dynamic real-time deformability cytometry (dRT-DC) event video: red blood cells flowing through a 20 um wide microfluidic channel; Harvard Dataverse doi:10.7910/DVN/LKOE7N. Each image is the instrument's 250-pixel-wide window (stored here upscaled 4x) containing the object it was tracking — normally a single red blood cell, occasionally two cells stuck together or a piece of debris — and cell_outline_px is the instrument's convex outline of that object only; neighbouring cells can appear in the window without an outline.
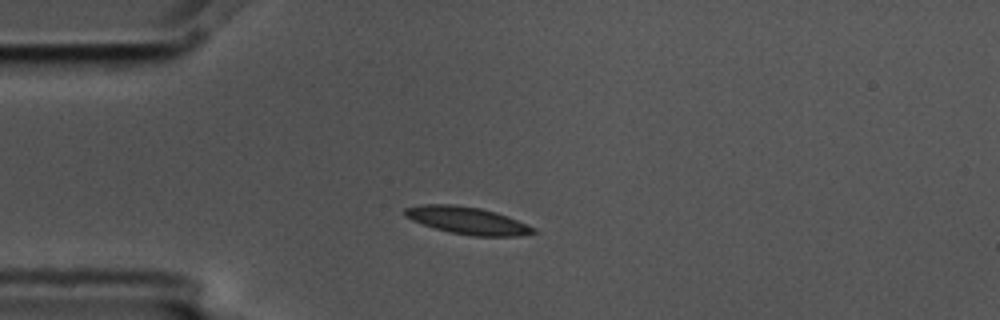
{"species": "common noctule bat (a hibernating species)", "species_latin": "Nyctalus noctula", "temperature_condition": "cold", "stored_images_in_passage": 7, "camera_frame_rate_fps": 3000, "um_per_image_px": 0.085, "animal": {"sex": "male", "body_mass_g": 17.5, "forearm_length_mm": 52.3}, "frame": {"image": 1, "passage_image": 1, "time_ms": 0.0, "image_size_px": [1000, 320], "cell_outline_px": [[536, 232], [520, 236], [472, 236], [448, 232], [412, 220], [404, 216], [404, 208], [420, 204], [452, 204], [480, 208], [496, 212], [508, 216], [536, 228]], "centroid_in_image_um": [39.73, 18.74], "position_along_channel_um": 45.3, "area_um2": 20.46}}
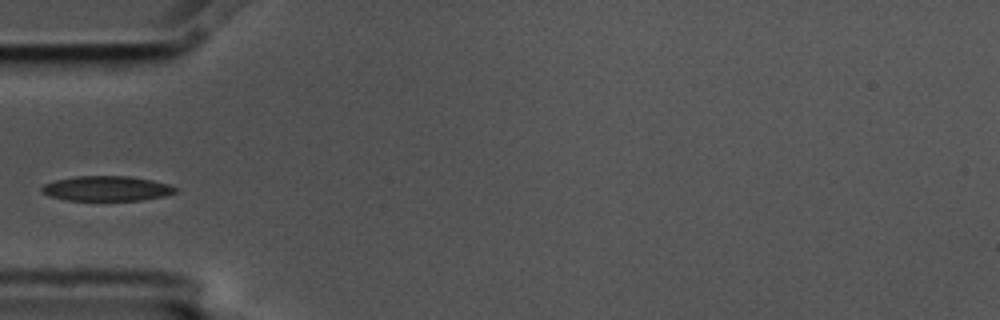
{"frame": {"image": 2, "passage_image": 2, "time_ms": 0.333, "image_size_px": [1000, 320], "cell_outline_px": [[176, 192], [164, 196], [140, 200], [64, 200], [48, 196], [40, 192], [40, 188], [44, 184], [56, 180], [76, 176], [132, 176], [152, 180], [168, 184], [176, 188]], "centroid_in_image_um": [9.02, 16.02], "position_along_channel_um": 76.0, "area_um2": 19.48}}